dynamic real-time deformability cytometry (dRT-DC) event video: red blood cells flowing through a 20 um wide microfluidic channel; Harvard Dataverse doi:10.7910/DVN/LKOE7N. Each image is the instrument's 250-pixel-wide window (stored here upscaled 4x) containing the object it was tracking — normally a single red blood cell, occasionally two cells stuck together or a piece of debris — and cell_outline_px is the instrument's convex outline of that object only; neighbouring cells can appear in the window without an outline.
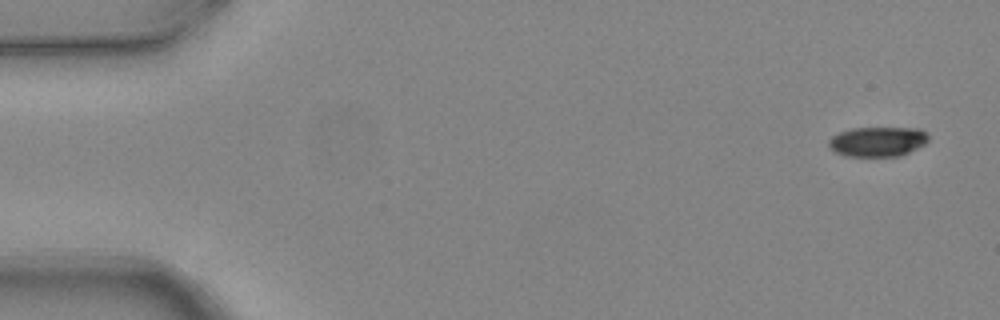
{"species": "common noctule bat (a hibernating species)", "species_latin": "Nyctalus noctula", "temperature_condition": "warm", "stored_images_in_passage": 4, "camera_frame_rate_fps": 3000, "um_per_image_px": 0.085, "animal": {"sex": "female", "body_mass_g": 24.6, "forearm_length_mm": 56.2}, "frame": {"image": 1, "passage_image": 1, "time_ms": 0.0, "image_size_px": [1000, 320], "cell_outline_px": [[928, 140], [924, 144], [900, 156], [844, 156], [828, 148], [828, 140], [832, 136], [840, 132], [852, 128], [920, 128], [928, 136]], "centroid_in_image_um": [74.56, 12.03], "position_along_channel_um": 10.4, "area_um2": 17.28}}
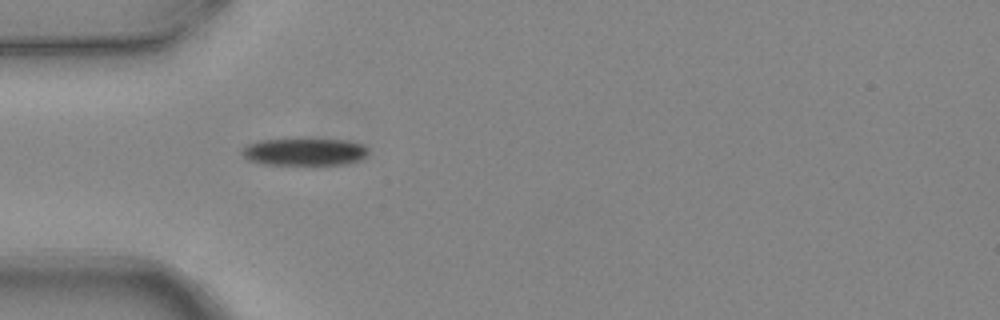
{"frame": {"image": 2, "passage_image": 4, "time_ms": 1.0, "image_size_px": [1000, 320], "cell_outline_px": [[368, 156], [360, 160], [344, 164], [260, 164], [248, 160], [240, 152], [248, 144], [260, 140], [300, 136], [348, 140], [364, 144], [368, 148]], "centroid_in_image_um": [25.91, 12.85], "position_along_channel_um": 59.1, "area_um2": 21.21}}